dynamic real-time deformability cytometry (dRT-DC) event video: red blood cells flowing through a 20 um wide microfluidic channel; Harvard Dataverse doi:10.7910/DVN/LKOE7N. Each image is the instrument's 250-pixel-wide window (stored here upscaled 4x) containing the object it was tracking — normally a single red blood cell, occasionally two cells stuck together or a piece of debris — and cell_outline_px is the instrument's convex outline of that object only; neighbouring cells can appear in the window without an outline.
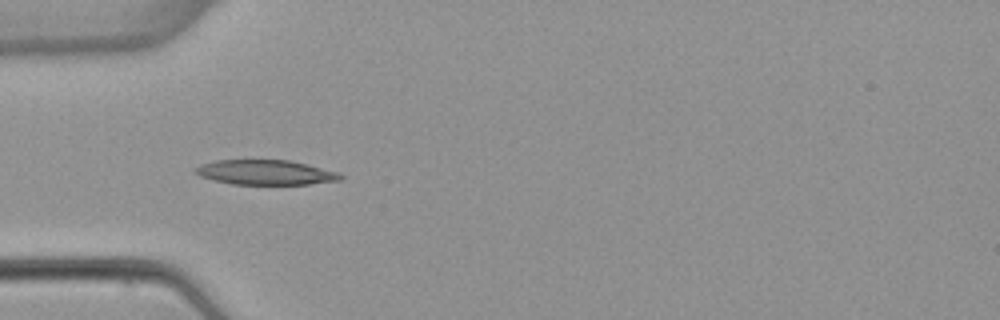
{"species": "common noctule bat (a hibernating species)", "species_latin": "Nyctalus noctula", "temperature_condition": "warm", "stored_images_in_passage": 6, "camera_frame_rate_fps": 3000, "um_per_image_px": 0.085, "animal": {"sex": "female", "body_mass_g": 22.7, "forearm_length_mm": 54.2}, "frame": {"image": 1, "passage_image": 4, "time_ms": 5.333, "image_size_px": [1000, 320], "cell_outline_px": [[344, 176], [340, 180], [308, 184], [232, 184], [200, 176], [192, 172], [192, 168], [200, 164], [216, 160], [292, 160], [340, 172]], "centroid_in_image_um": [22.57, 14.64], "position_along_channel_um": 62.4, "area_um2": 21.15}}
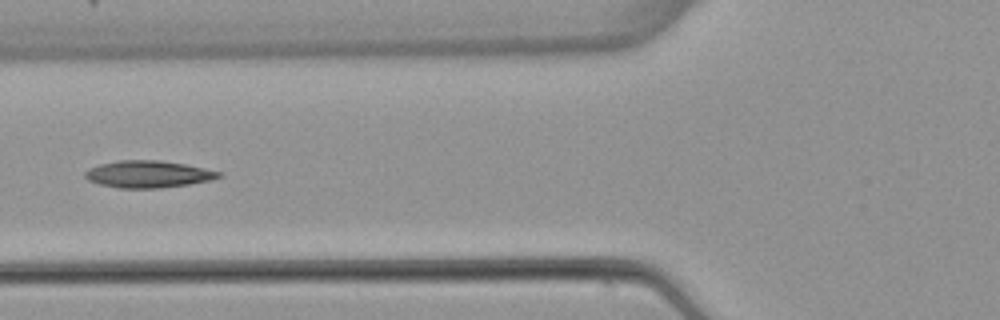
{"frame": {"image": 2, "passage_image": 5, "time_ms": 6.667, "image_size_px": [1000, 320], "cell_outline_px": [[224, 176], [212, 180], [188, 184], [160, 188], [120, 188], [100, 184], [88, 180], [84, 176], [84, 172], [88, 168], [100, 164], [116, 160], [160, 160], [184, 164], [224, 172]], "centroid_in_image_um": [12.61, 14.8], "position_along_channel_um": 113.2, "area_um2": 21.21}}
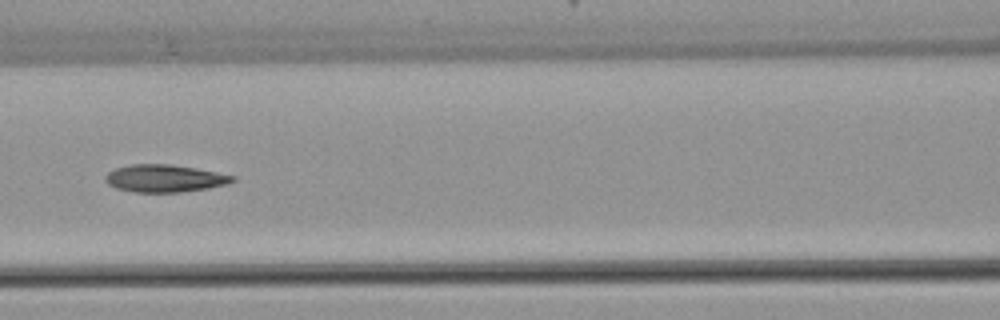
{"frame": {"image": 3, "passage_image": 6, "time_ms": 7.667, "image_size_px": [1000, 320], "cell_outline_px": [[236, 180], [228, 184], [208, 188], [180, 192], [136, 192], [116, 188], [108, 184], [104, 180], [104, 176], [108, 172], [116, 168], [132, 164], [168, 164], [196, 168], [236, 176]], "centroid_in_image_um": [14.0, 15.16], "position_along_channel_um": 152.6, "area_um2": 20.35}}